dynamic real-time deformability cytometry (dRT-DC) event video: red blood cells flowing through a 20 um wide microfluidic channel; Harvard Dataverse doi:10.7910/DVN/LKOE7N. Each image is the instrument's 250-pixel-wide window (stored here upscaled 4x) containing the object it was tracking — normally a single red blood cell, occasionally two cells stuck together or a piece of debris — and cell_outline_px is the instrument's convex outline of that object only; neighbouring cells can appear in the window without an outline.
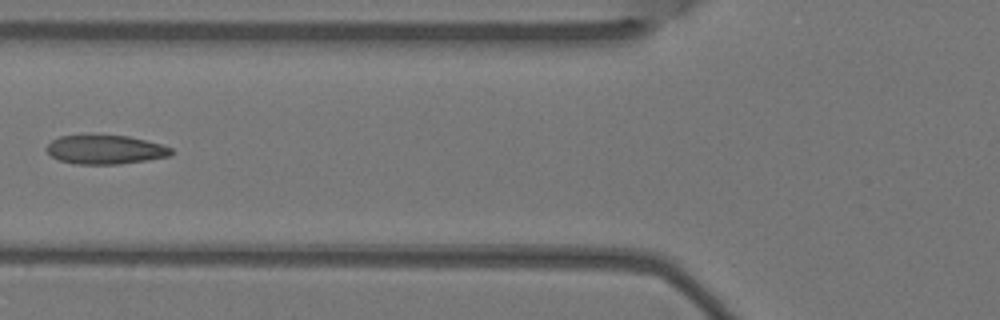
{"species": "Egyptian fruit bat (a non-hibernating species)", "species_latin": "Rousettus aegyptiacus", "temperature_condition": "warm", "stored_images_in_passage": 7, "camera_frame_rate_fps": 3000, "um_per_image_px": 0.085, "animal": {"sex": "female"}, "frame": {"image": 1, "passage_image": 6, "time_ms": 1.667, "image_size_px": [1000, 320], "cell_outline_px": [[172, 156], [148, 160], [120, 164], [76, 164], [60, 160], [52, 156], [44, 148], [52, 140], [60, 136], [128, 136], [160, 144], [172, 148]], "centroid_in_image_um": [8.97, 12.73], "position_along_channel_um": 116.8, "area_um2": 20.81}}
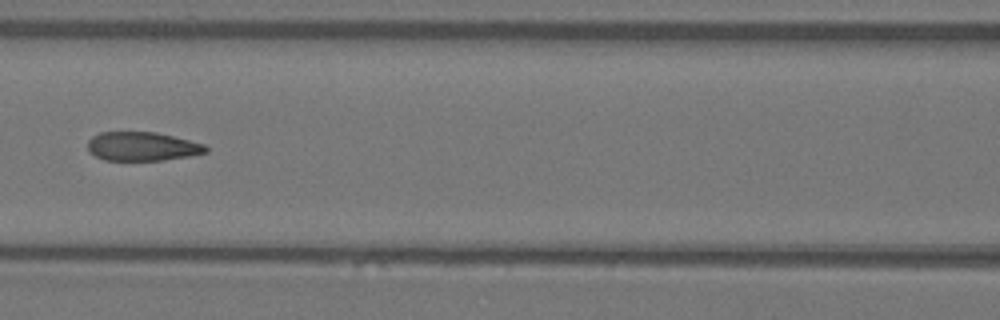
{"frame": {"image": 2, "passage_image": 7, "time_ms": 2.0, "image_size_px": [1000, 320], "cell_outline_px": [[208, 152], [192, 156], [164, 160], [104, 160], [88, 152], [88, 140], [92, 136], [100, 132], [156, 132], [204, 144], [208, 148]], "centroid_in_image_um": [12.09, 12.45], "position_along_channel_um": 154.5, "area_um2": 19.94}}